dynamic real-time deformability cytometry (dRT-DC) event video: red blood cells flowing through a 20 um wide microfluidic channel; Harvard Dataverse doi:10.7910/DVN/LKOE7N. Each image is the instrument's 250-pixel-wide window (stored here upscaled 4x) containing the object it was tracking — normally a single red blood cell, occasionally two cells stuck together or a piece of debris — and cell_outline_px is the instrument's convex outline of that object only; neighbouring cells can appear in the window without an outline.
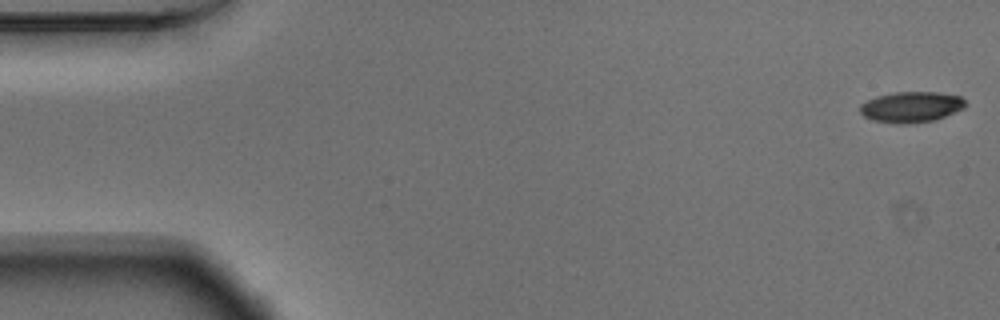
{"species": "Egyptian fruit bat (a non-hibernating species)", "species_latin": "Rousettus aegyptiacus", "temperature_condition": "warm", "stored_images_in_passage": 54, "camera_frame_rate_fps": 3000, "um_per_image_px": 0.085, "animal": {"sex": "male"}, "frame": {"image": 1, "passage_image": 1, "time_ms": 0.0, "image_size_px": [1000, 320], "cell_outline_px": [[968, 104], [964, 108], [936, 120], [904, 124], [896, 124], [872, 120], [864, 116], [860, 112], [860, 104], [876, 96], [896, 92], [936, 92], [960, 96]], "centroid_in_image_um": [77.46, 9.1], "position_along_channel_um": 7.5, "area_um2": 18.96}}
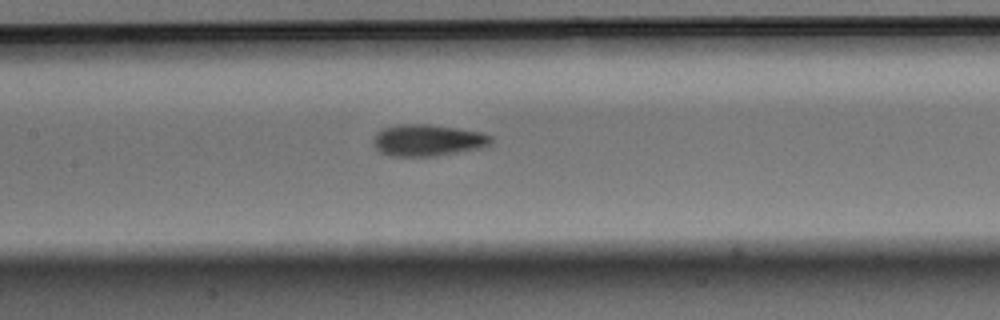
{"frame": {"image": 2, "passage_image": 25, "time_ms": 8.0, "image_size_px": [1000, 320], "cell_outline_px": [[492, 140], [488, 144], [480, 148], [436, 156], [388, 156], [380, 152], [372, 144], [372, 140], [376, 132], [380, 128], [396, 124], [428, 124], [456, 128], [480, 132], [492, 136]], "centroid_in_image_um": [36.27, 11.91], "position_along_channel_um": 171.1, "area_um2": 21.85}}
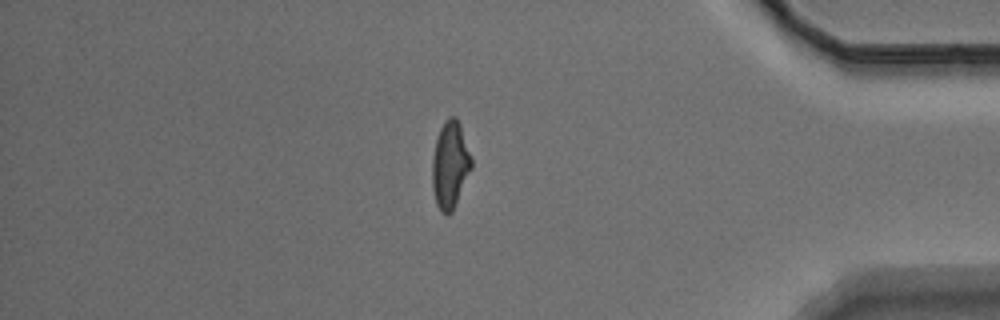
{"frame": {"image": 3, "passage_image": 46, "time_ms": 15.0, "image_size_px": [1000, 320], "cell_outline_px": [[472, 168], [452, 212], [448, 216], [440, 212], [436, 204], [432, 188], [432, 160], [436, 140], [440, 128], [444, 120], [448, 116], [456, 116], [460, 124], [472, 160]], "centroid_in_image_um": [38.25, 14.03], "position_along_channel_um": 397.0, "area_um2": 20.0}}